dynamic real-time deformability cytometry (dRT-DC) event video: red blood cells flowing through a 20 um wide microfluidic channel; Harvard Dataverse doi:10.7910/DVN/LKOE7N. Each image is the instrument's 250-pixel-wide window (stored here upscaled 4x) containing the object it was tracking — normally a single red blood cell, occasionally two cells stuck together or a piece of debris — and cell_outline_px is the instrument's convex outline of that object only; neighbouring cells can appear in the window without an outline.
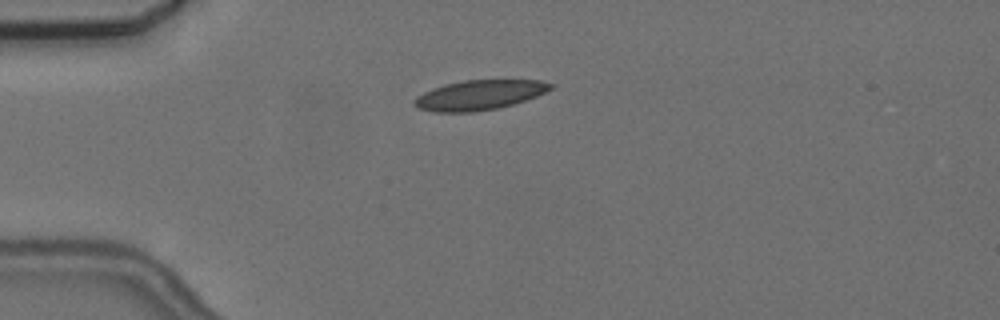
{"species": "common noctule bat (a hibernating species)", "species_latin": "Nyctalus noctula", "temperature_condition": "cold", "stored_images_in_passage": 8, "camera_frame_rate_fps": 3000, "um_per_image_px": 0.085, "animal": {"sex": "female", "body_mass_g": 24.6, "forearm_length_mm": 56.2}, "frame": {"image": 1, "passage_image": 4, "time_ms": 3.667, "image_size_px": [1000, 320], "cell_outline_px": [[556, 84], [552, 88], [536, 96], [512, 104], [496, 108], [472, 112], [432, 112], [420, 108], [412, 104], [412, 100], [416, 96], [432, 88], [444, 84], [464, 80], [540, 80]], "centroid_in_image_um": [40.71, 8.07], "position_along_channel_um": 44.3, "area_um2": 23.64}}
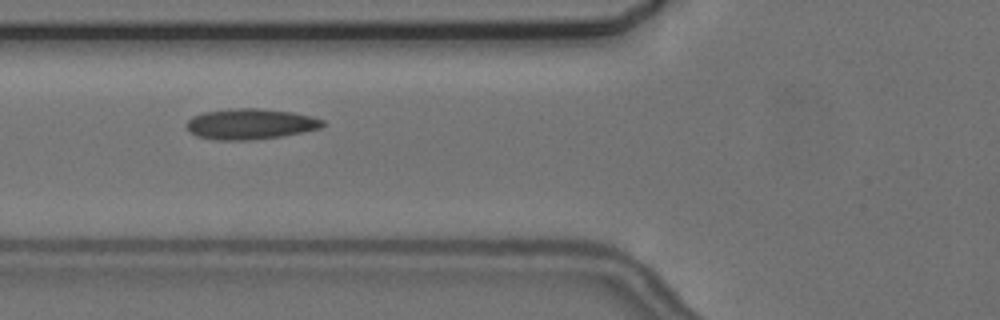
{"frame": {"image": 2, "passage_image": 6, "time_ms": 6.0, "image_size_px": [1000, 320], "cell_outline_px": [[328, 124], [320, 128], [304, 132], [280, 136], [248, 140], [216, 140], [196, 136], [184, 124], [192, 116], [204, 112], [236, 108], [256, 108], [292, 112], [312, 116], [324, 120]], "centroid_in_image_um": [21.3, 10.54], "position_along_channel_um": 104.5, "area_um2": 24.33}}
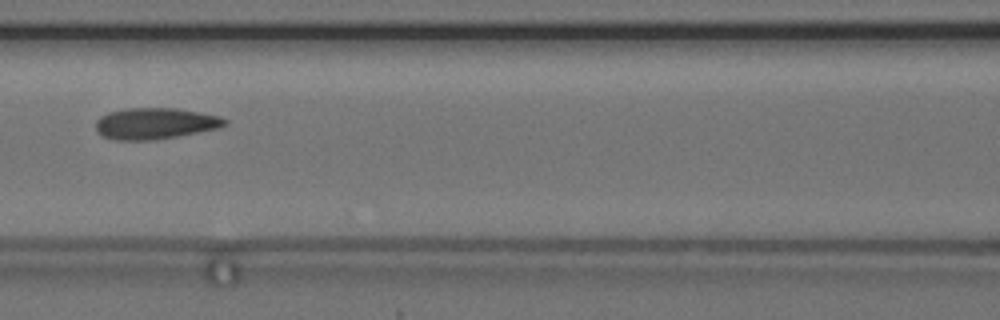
{"frame": {"image": 3, "passage_image": 7, "time_ms": 7.333, "image_size_px": [1000, 320], "cell_outline_px": [[228, 124], [220, 128], [176, 136], [152, 140], [112, 140], [96, 132], [96, 120], [100, 116], [108, 112], [124, 108], [176, 108], [200, 112], [220, 116], [228, 120]], "centroid_in_image_um": [13.18, 10.49], "position_along_channel_um": 153.4, "area_um2": 23.7}}